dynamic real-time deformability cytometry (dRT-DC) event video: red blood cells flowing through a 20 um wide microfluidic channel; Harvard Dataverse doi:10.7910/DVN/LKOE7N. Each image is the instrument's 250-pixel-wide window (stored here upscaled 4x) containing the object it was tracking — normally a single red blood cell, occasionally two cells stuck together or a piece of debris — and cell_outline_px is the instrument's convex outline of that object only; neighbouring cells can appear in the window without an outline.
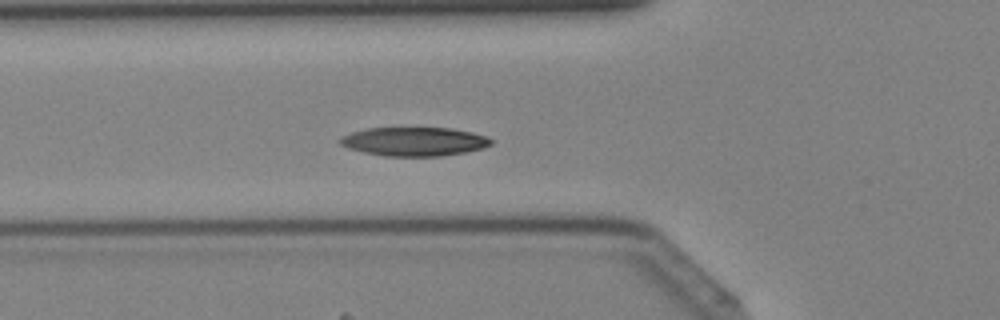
{"species": "Egyptian fruit bat (a non-hibernating species)", "species_latin": "Rousettus aegyptiacus", "temperature_condition": "cold", "stored_images_in_passage": 32, "camera_frame_rate_fps": 3000, "um_per_image_px": 0.085, "animal": {"sex": "female"}, "frame": {"image": 1, "passage_image": 7, "time_ms": 2.0, "image_size_px": [1000, 320], "cell_outline_px": [[492, 144], [484, 148], [464, 152], [440, 156], [384, 156], [364, 152], [348, 148], [340, 144], [340, 136], [352, 132], [368, 128], [452, 128], [472, 132], [488, 136], [492, 140]], "centroid_in_image_um": [35.23, 12.03], "position_along_channel_um": 90.6, "area_um2": 25.37}}
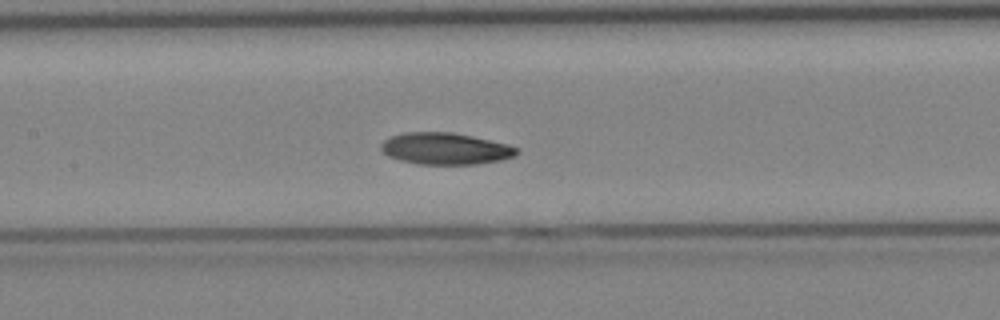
{"frame": {"image": 2, "passage_image": 12, "time_ms": 3.667, "image_size_px": [1000, 320], "cell_outline_px": [[520, 152], [516, 156], [500, 160], [476, 164], [416, 164], [400, 160], [388, 156], [380, 148], [380, 144], [384, 140], [392, 136], [404, 132], [452, 132], [472, 136], [508, 144], [520, 148]], "centroid_in_image_um": [37.88, 12.63], "position_along_channel_um": 169.5, "area_um2": 25.2}}
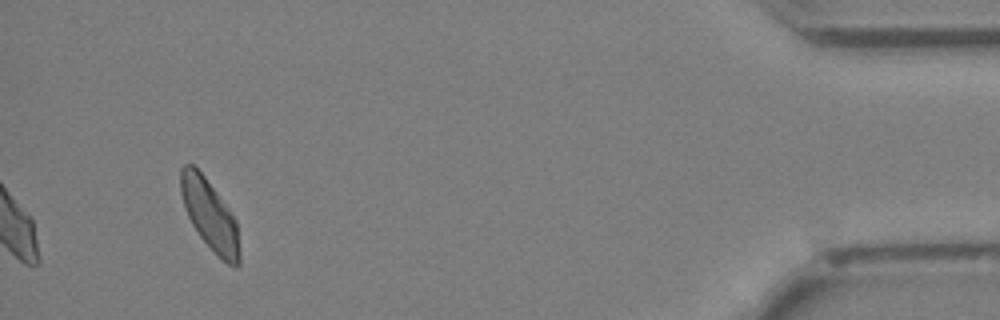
{"frame": {"image": 3, "passage_image": 32, "time_ms": 10.333, "image_size_px": [1000, 320], "cell_outline_px": [[240, 264], [236, 268], [228, 264], [200, 236], [192, 224], [188, 216], [180, 192], [180, 168], [184, 164], [192, 164], [204, 176], [228, 208], [236, 220], [240, 256]], "centroid_in_image_um": [17.83, 18.26], "position_along_channel_um": 417.4, "area_um2": 23.52}}